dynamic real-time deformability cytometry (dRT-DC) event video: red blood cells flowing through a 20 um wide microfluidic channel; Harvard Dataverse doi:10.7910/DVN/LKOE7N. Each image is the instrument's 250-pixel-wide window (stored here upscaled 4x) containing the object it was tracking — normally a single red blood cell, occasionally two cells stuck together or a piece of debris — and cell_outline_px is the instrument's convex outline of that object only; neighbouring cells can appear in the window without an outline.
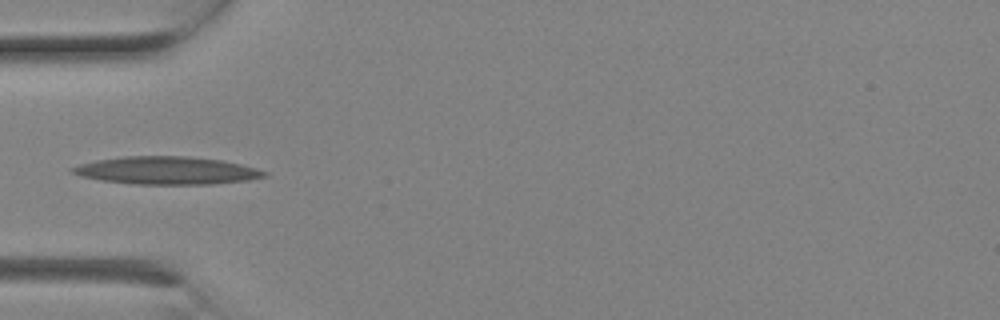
{"species": "Egyptian fruit bat (a non-hibernating species)", "species_latin": "Rousettus aegyptiacus", "temperature_condition": "room temperature", "stored_images_in_passage": 1, "camera_frame_rate_fps": 3000, "um_per_image_px": 0.085, "animal": {"sex": "female"}, "frame": {"image": 1, "passage_image": 1, "time_ms": 0.0, "image_size_px": [1000, 320], "cell_outline_px": [[268, 176], [248, 180], [212, 184], [132, 184], [100, 180], [80, 176], [68, 172], [68, 168], [80, 164], [96, 160], [120, 156], [188, 156], [220, 160], [240, 164], [256, 168], [268, 172]], "centroid_in_image_um": [14.12, 14.49], "position_along_channel_um": 70.9, "area_um2": 31.27}}